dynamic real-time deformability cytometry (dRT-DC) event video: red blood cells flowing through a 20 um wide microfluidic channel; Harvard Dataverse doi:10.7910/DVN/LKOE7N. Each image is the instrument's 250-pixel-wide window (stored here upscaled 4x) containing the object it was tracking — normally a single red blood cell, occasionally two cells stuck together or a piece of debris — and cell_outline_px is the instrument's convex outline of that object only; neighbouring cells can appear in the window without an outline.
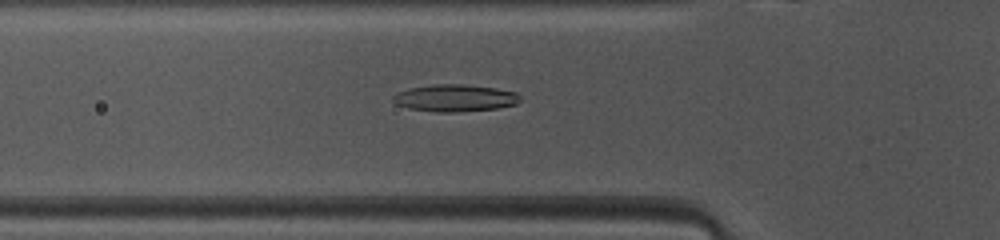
{"species": "common noctule bat (a hibernating species)", "species_latin": "Nyctalus noctula", "temperature_condition": "warm", "stored_images_in_passage": 47, "camera_frame_rate_fps": 3000, "um_per_image_px": 0.085, "animal": {"sex": "female", "body_mass_g": 10.0, "forearm_length_mm": 53.1}, "frame": {"image": 1, "passage_image": 14, "time_ms": 4.333, "image_size_px": [1000, 240], "cell_outline_px": [[520, 100], [516, 104], [496, 108], [456, 112], [436, 112], [408, 108], [396, 104], [392, 100], [392, 96], [396, 92], [408, 88], [432, 84], [460, 84], [496, 88], [516, 92], [520, 96]], "centroid_in_image_um": [38.62, 8.32], "position_along_channel_um": 87.2, "area_um2": 20.11}}
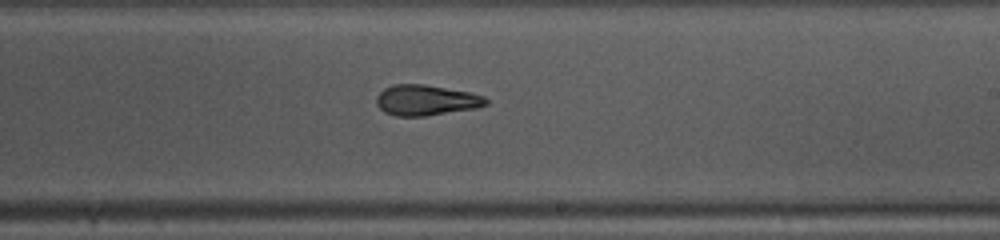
{"frame": {"image": 2, "passage_image": 26, "time_ms": 8.333, "image_size_px": [1000, 240], "cell_outline_px": [[488, 104], [476, 108], [424, 116], [396, 116], [384, 112], [376, 104], [376, 96], [384, 88], [392, 84], [424, 84], [472, 92], [484, 96], [488, 100]], "centroid_in_image_um": [36.21, 8.51], "position_along_channel_um": 252.8, "area_um2": 19.65}}
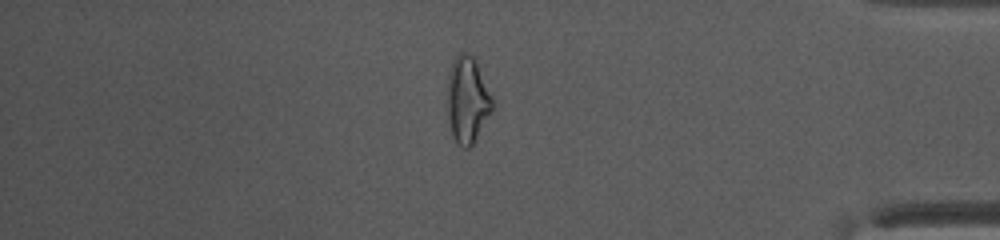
{"frame": {"image": 3, "passage_image": 39, "time_ms": 12.667, "image_size_px": [1000, 240], "cell_outline_px": [[492, 108], [472, 144], [468, 148], [464, 148], [452, 136], [448, 120], [448, 72], [452, 60], [460, 52], [464, 52], [472, 56], [476, 60], [492, 96]], "centroid_in_image_um": [39.7, 8.43], "position_along_channel_um": 395.5, "area_um2": 22.25}, "authors_computed_cell_mechanics": {"area_um2": 20.1144, "velocity_mm_per_s": 4.1194, "shape_relaxation_time_tau1_ms": 5.9604, "shape_relaxation_time_tau2_ms": 2.7367, "deformation_change_tau1": 0.1957, "deformation_change_tau2": 0.1195}}